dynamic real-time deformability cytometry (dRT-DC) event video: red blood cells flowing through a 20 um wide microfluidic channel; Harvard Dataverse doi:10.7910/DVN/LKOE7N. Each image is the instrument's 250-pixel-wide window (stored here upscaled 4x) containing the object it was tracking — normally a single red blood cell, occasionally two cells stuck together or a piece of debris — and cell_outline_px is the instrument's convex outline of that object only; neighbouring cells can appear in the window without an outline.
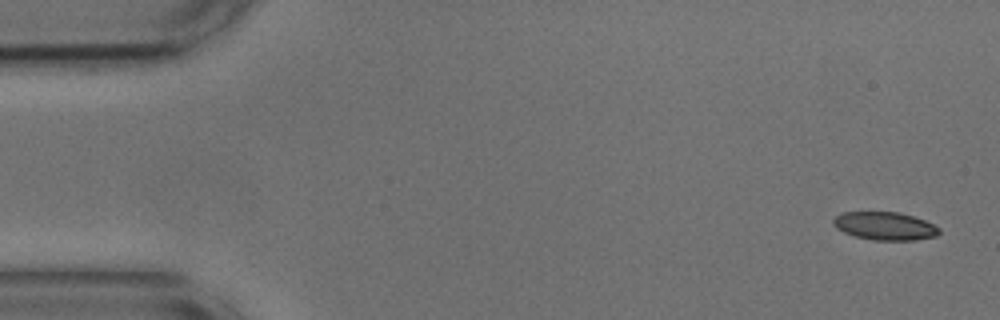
{"species": "common noctule bat (a hibernating species)", "species_latin": "Nyctalus noctula", "temperature_condition": "cold", "stored_images_in_passage": 2, "camera_frame_rate_fps": 3000, "um_per_image_px": 0.085, "animal": {"sex": "male", "body_mass_g": 17.9, "forearm_length_mm": 54.2}, "frame": {"image": 1, "passage_image": 2, "time_ms": 0.333, "image_size_px": [1000, 320], "cell_outline_px": [[940, 232], [936, 236], [916, 240], [872, 240], [856, 236], [844, 232], [836, 228], [832, 224], [832, 220], [836, 216], [844, 212], [900, 212], [924, 220], [940, 228]], "centroid_in_image_um": [75.21, 19.21], "position_along_channel_um": 9.8, "area_um2": 17.28}}